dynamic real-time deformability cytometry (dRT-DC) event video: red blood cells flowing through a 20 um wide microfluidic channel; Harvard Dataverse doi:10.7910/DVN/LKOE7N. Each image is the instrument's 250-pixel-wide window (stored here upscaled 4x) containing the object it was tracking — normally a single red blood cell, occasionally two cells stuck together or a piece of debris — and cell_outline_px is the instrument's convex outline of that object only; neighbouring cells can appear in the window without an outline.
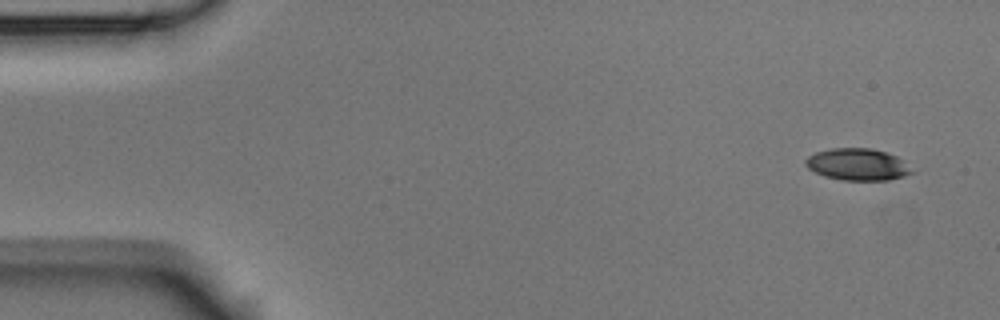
{"species": "Egyptian fruit bat (a non-hibernating species)", "species_latin": "Rousettus aegyptiacus", "temperature_condition": "room temperature", "stored_images_in_passage": 6, "camera_frame_rate_fps": 3000, "um_per_image_px": 0.085, "animal": {"sex": "male"}, "frame": {"image": 1, "passage_image": 1, "time_ms": 0.0, "image_size_px": [1000, 320], "cell_outline_px": [[912, 172], [904, 176], [888, 180], [840, 180], [824, 176], [808, 168], [804, 164], [804, 160], [808, 156], [816, 152], [832, 148], [872, 148], [896, 156]], "centroid_in_image_um": [72.81, 13.98], "position_along_channel_um": 12.2, "area_um2": 19.42}}
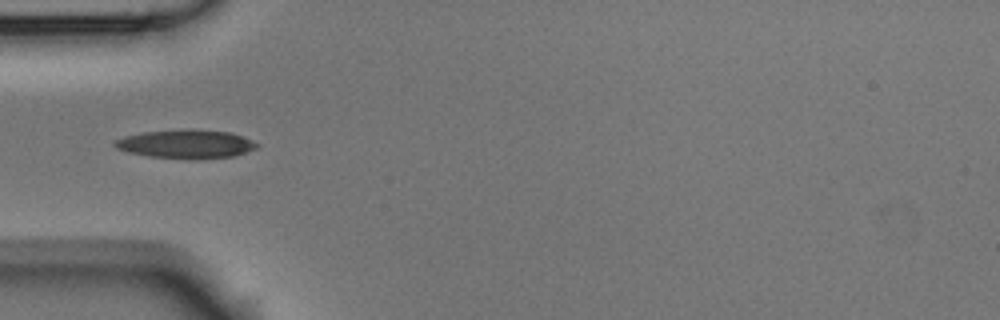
{"frame": {"image": 2, "passage_image": 5, "time_ms": 1.333, "image_size_px": [1000, 320], "cell_outline_px": [[260, 144], [256, 148], [232, 156], [152, 156], [128, 152], [116, 148], [112, 144], [116, 140], [124, 136], [144, 132], [180, 128], [192, 128], [232, 132], [252, 140]], "centroid_in_image_um": [15.79, 12.16], "position_along_channel_um": 69.2, "area_um2": 22.89}}
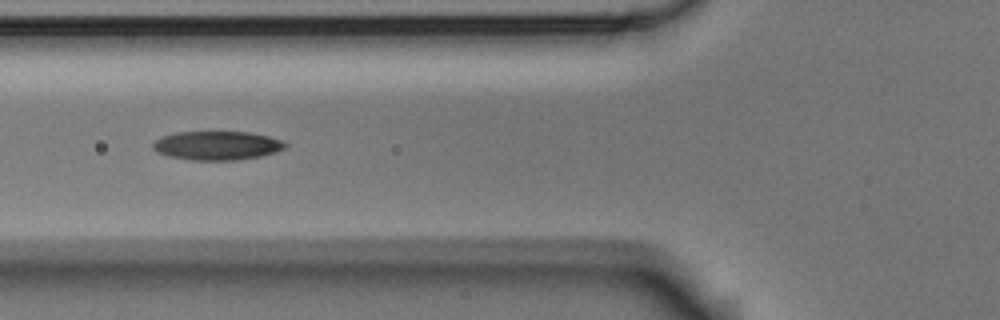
{"frame": {"image": 3, "passage_image": 6, "time_ms": 1.667, "image_size_px": [1000, 320], "cell_outline_px": [[288, 144], [284, 148], [276, 152], [260, 156], [236, 160], [192, 160], [168, 156], [156, 152], [152, 148], [152, 144], [160, 136], [176, 132], [248, 132], [268, 136], [280, 140]], "centroid_in_image_um": [18.41, 12.37], "position_along_channel_um": 107.4, "area_um2": 22.25}}